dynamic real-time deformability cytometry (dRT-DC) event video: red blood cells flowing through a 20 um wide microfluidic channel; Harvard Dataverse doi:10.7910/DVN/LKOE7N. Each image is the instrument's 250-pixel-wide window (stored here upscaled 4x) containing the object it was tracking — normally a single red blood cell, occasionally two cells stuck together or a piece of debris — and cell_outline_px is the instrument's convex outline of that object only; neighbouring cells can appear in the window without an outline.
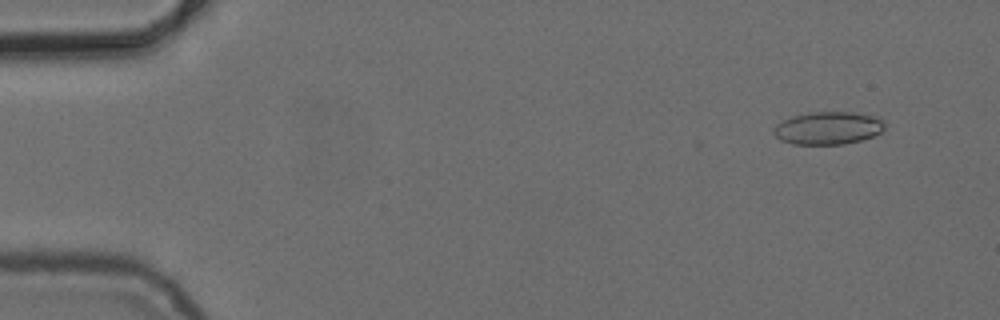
{"species": "common noctule bat (a hibernating species)", "species_latin": "Nyctalus noctula", "temperature_condition": "cold", "stored_images_in_passage": 4, "camera_frame_rate_fps": 3000, "um_per_image_px": 0.085, "animal": {"sex": "female", "body_mass_g": 24.6, "forearm_length_mm": 56.2}, "frame": {"image": 1, "passage_image": 1, "time_ms": 0.0, "image_size_px": [1000, 320], "cell_outline_px": [[884, 128], [880, 132], [872, 136], [860, 140], [844, 144], [792, 144], [780, 140], [772, 132], [772, 128], [780, 120], [792, 116], [808, 112], [852, 112], [880, 116], [884, 120]], "centroid_in_image_um": [70.36, 10.87], "position_along_channel_um": 14.6, "area_um2": 21.5}}